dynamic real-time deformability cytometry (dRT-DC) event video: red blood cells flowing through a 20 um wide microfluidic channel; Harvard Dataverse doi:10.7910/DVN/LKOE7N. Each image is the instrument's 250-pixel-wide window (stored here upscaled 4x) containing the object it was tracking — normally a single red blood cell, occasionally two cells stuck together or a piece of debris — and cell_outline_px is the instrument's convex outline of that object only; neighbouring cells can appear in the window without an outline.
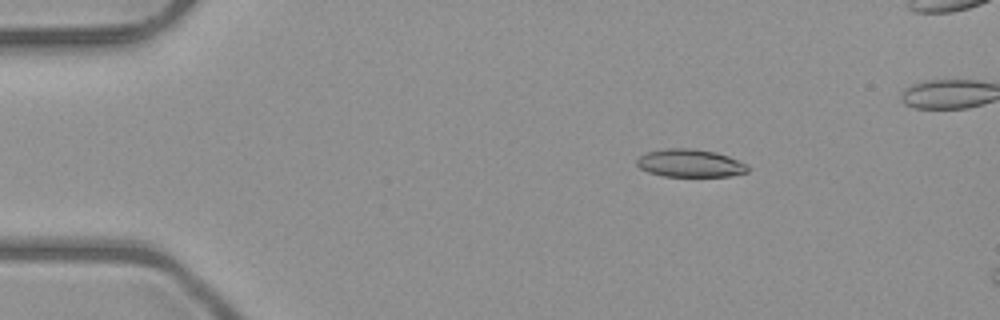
{"species": "common noctule bat (a hibernating species)", "species_latin": "Nyctalus noctula", "temperature_condition": "room temperature", "stored_images_in_passage": 8, "camera_frame_rate_fps": 3000, "um_per_image_px": 0.085, "animal": {"sex": "male", "body_mass_g": 23.1, "forearm_length_mm": 52.7}, "frame": {"image": 1, "passage_image": 2, "time_ms": 0.333, "image_size_px": [1000, 320], "cell_outline_px": [[748, 172], [728, 176], [664, 176], [648, 172], [640, 168], [636, 164], [636, 160], [644, 152], [664, 148], [692, 148], [716, 152], [728, 156], [748, 164]], "centroid_in_image_um": [58.63, 13.86], "position_along_channel_um": 26.4, "area_um2": 18.15}}